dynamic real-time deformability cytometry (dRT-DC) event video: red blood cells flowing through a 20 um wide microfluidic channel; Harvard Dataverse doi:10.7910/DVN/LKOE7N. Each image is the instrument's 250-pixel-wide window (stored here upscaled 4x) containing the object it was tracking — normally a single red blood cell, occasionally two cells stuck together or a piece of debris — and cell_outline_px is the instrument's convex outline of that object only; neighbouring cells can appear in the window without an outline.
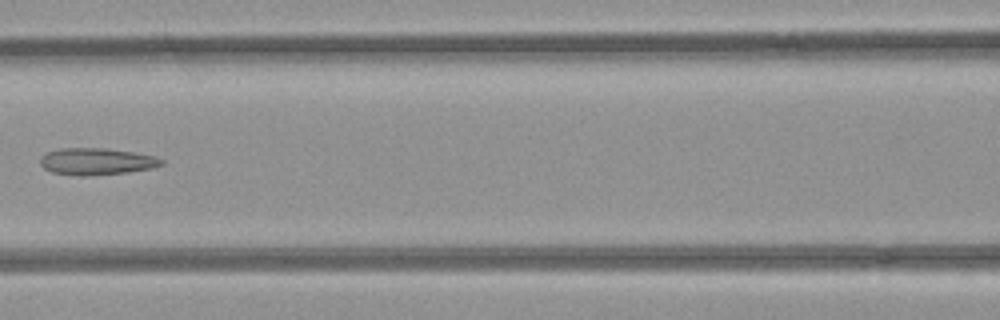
{"species": "common noctule bat (a hibernating species)", "species_latin": "Nyctalus noctula", "temperature_condition": "room temperature", "stored_images_in_passage": 6, "camera_frame_rate_fps": 3000, "um_per_image_px": 0.085, "animal": {"sex": "female", "body_mass_g": 21.9}, "frame": {"image": 1, "passage_image": 6, "time_ms": 1.667, "image_size_px": [1000, 320], "cell_outline_px": [[164, 164], [152, 168], [128, 172], [88, 176], [76, 176], [52, 172], [44, 168], [40, 164], [40, 156], [48, 152], [60, 148], [104, 148], [132, 152], [152, 156], [164, 160]], "centroid_in_image_um": [8.18, 13.73], "position_along_channel_um": 158.4, "area_um2": 18.96}}